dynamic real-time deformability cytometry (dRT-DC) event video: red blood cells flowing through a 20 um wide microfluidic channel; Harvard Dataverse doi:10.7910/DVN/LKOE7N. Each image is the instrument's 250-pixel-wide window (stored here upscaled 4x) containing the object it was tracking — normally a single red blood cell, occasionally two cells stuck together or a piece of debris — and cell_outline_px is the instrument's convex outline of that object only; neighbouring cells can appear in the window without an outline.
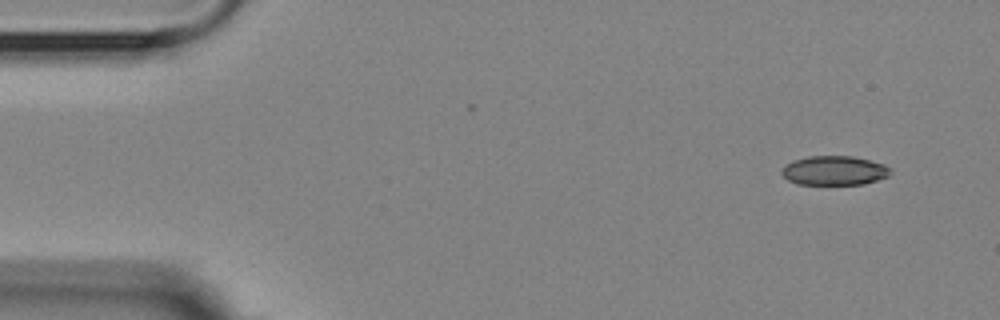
{"species": "Egyptian fruit bat (a non-hibernating species)", "species_latin": "Rousettus aegyptiacus", "temperature_condition": "room temperature", "stored_images_in_passage": 5, "camera_frame_rate_fps": 3000, "um_per_image_px": 0.085, "animal": {"sex": "female"}, "frame": {"image": 1, "passage_image": 1, "time_ms": 0.0, "image_size_px": [1000, 320], "cell_outline_px": [[892, 172], [888, 176], [864, 184], [796, 184], [788, 180], [780, 172], [780, 168], [792, 160], [808, 156], [852, 156], [884, 164]], "centroid_in_image_um": [70.86, 14.49], "position_along_channel_um": 14.1, "area_um2": 18.55}}